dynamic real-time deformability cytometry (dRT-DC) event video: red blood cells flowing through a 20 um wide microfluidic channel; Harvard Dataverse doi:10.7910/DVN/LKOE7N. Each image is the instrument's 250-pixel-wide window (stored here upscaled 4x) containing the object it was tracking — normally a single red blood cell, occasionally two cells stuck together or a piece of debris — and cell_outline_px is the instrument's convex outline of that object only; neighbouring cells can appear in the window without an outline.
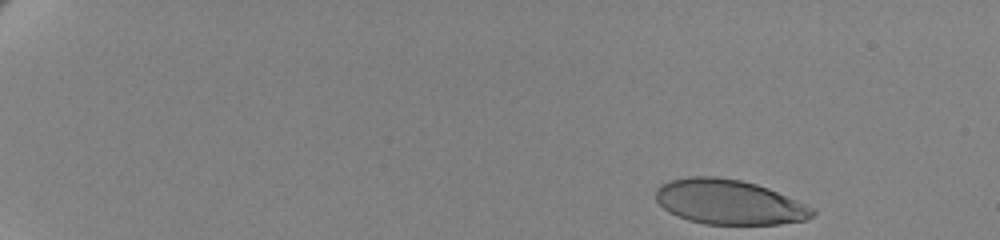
{"species": "human", "species_latin": "Homo sapiens", "temperature_condition": "cold", "stored_images_in_passage": 50, "camera_frame_rate_fps": 3000, "um_per_image_px": 0.085, "donor": {"sex": "female"}, "frame": {"image": 1, "passage_image": 1, "time_ms": 0.0, "image_size_px": [1000, 240], "cell_outline_px": [[816, 212], [812, 216], [804, 220], [780, 224], [704, 224], [688, 220], [668, 212], [656, 200], [656, 188], [660, 184], [672, 180], [688, 176], [716, 176], [740, 180], [756, 184], [768, 188], [816, 208]], "centroid_in_image_um": [61.97, 17.17], "position_along_channel_um": 23.0, "area_um2": 40.98}}
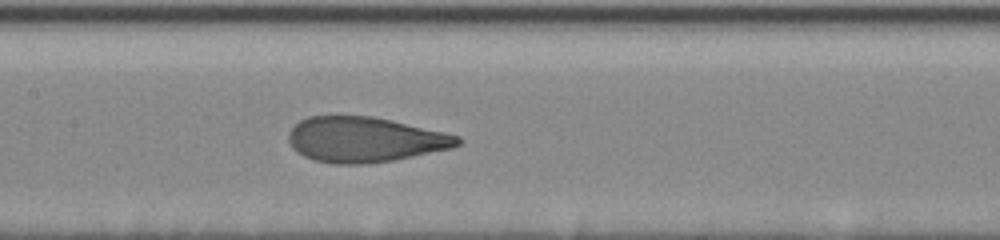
{"frame": {"image": 2, "passage_image": 27, "time_ms": 8.667, "image_size_px": [1000, 240], "cell_outline_px": [[464, 140], [460, 144], [452, 148], [392, 160], [368, 164], [332, 164], [312, 160], [296, 152], [292, 148], [288, 140], [288, 132], [300, 120], [308, 116], [372, 116], [444, 132], [460, 136]], "centroid_in_image_um": [30.98, 11.87], "position_along_channel_um": 176.4, "area_um2": 44.62}}
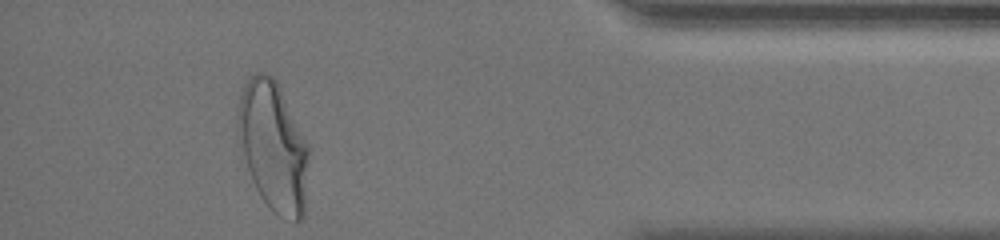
{"frame": {"image": 3, "passage_image": 50, "time_ms": 16.333, "image_size_px": [1000, 240], "cell_outline_px": [[308, 156], [304, 216], [296, 224], [292, 224], [284, 220], [264, 200], [256, 188], [252, 180], [236, 132], [236, 116], [240, 96], [244, 84], [256, 72], [264, 72], [272, 76], [276, 80], [308, 144]], "centroid_in_image_um": [23.22, 12.45], "position_along_channel_um": 412.0, "area_um2": 53.29}, "authors_computed_cell_mechanics": {"area_um2": 44.7661, "velocity_mm_per_s": 3.4348, "shape_relaxation_time_tau1_ms": 4.2667, "shape_relaxation_time_tau2_ms": null, "deformation_change_tau1": 0.1808, "deformation_change_tau2": null}}